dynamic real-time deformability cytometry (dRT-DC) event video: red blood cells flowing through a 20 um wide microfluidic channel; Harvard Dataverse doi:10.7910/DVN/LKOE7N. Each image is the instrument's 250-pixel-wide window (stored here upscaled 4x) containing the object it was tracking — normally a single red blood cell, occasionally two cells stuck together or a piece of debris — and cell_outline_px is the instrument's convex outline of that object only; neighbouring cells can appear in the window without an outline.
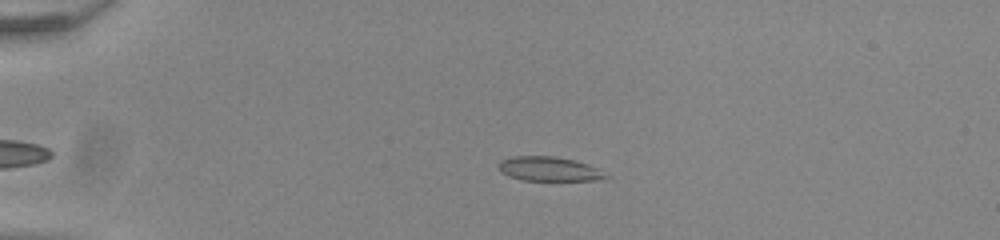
{"species": "common noctule bat (a hibernating species)", "species_latin": "Nyctalus noctula", "temperature_condition": "room temperature", "stored_images_in_passage": 39, "camera_frame_rate_fps": 3000, "um_per_image_px": 0.085, "animal": {"sex": "male", "body_mass_g": 20.0, "forearm_length_mm": 53.3}, "frame": {"image": 1, "passage_image": 5, "time_ms": 1.333, "image_size_px": [1000, 240], "cell_outline_px": [[608, 176], [596, 180], [520, 180], [508, 176], [500, 172], [500, 160], [512, 156], [556, 156], [576, 160], [588, 164], [596, 168]], "centroid_in_image_um": [46.62, 14.35], "position_along_channel_um": 38.4, "area_um2": 15.09}}
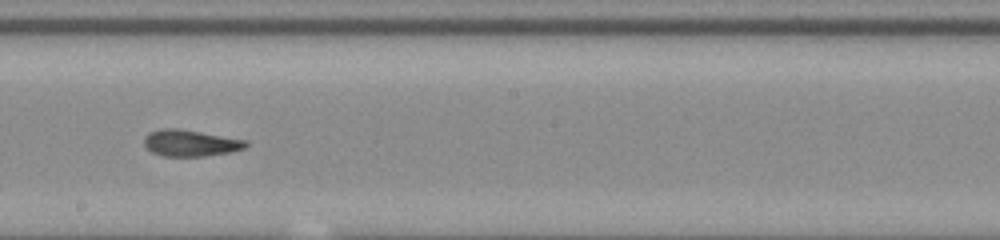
{"frame": {"image": 2, "passage_image": 24, "time_ms": 7.667, "image_size_px": [1000, 240], "cell_outline_px": [[248, 144], [244, 148], [232, 152], [204, 156], [164, 156], [152, 152], [144, 144], [144, 136], [148, 132], [160, 128], [180, 128], [248, 140]], "centroid_in_image_um": [16.19, 12.14], "position_along_channel_um": 232.0, "area_um2": 15.9}}
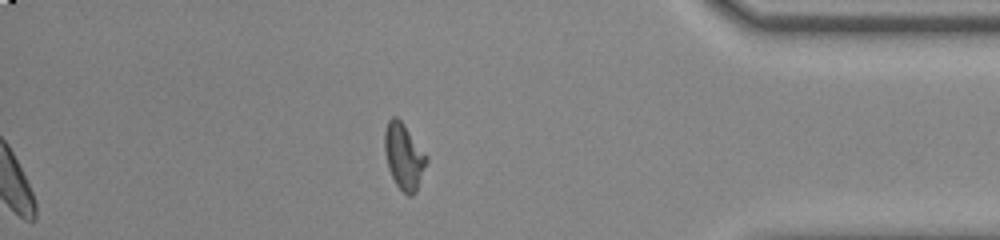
{"frame": {"image": 3, "passage_image": 39, "time_ms": 12.667, "image_size_px": [1000, 240], "cell_outline_px": [[428, 160], [416, 192], [412, 196], [408, 196], [396, 184], [388, 168], [384, 152], [384, 132], [388, 120], [392, 116], [396, 116], [404, 124], [428, 156]], "centroid_in_image_um": [34.33, 13.28], "position_along_channel_um": 400.9, "area_um2": 16.18}, "authors_computed_cell_mechanics": {"area_um2": 15.7216, "velocity_mm_per_s": 3.9, "shape_relaxation_time_tau1_ms": 3.9878, "shape_relaxation_time_tau2_ms": 1.4294, "deformation_change_tau1": 0.159, "deformation_change_tau2": 0.0916}}